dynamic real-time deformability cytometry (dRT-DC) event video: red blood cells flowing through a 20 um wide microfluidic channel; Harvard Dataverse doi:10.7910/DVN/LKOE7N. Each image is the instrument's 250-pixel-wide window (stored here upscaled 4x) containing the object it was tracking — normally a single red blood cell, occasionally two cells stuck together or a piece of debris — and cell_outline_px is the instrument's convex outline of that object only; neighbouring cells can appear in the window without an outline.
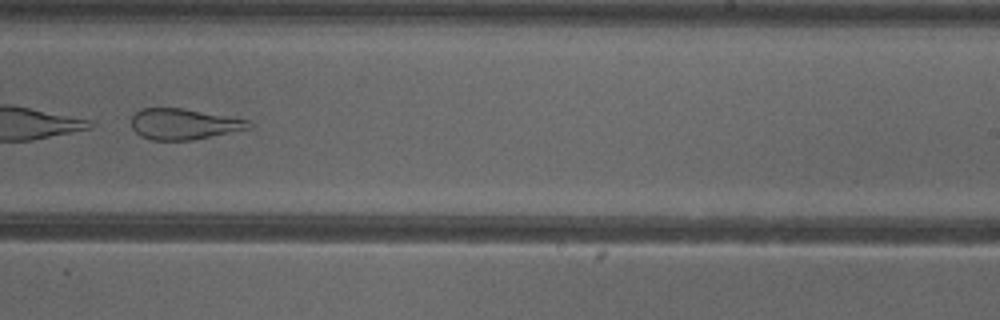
{"species": "common noctule bat (a hibernating species)", "species_latin": "Nyctalus noctula", "temperature_condition": "cold", "stored_images_in_passage": 36, "camera_frame_rate_fps": 3000, "um_per_image_px": 0.085, "animal": {"sex": "female"}, "frame": {"image": 1, "passage_image": 19, "time_ms": 6.0, "image_size_px": [1000, 320], "cell_outline_px": [[252, 124], [248, 128], [192, 140], [152, 140], [140, 136], [132, 128], [132, 116], [140, 108], [180, 108], [228, 116], [248, 120]], "centroid_in_image_um": [15.56, 10.54], "position_along_channel_um": 273.4, "area_um2": 20.81}, "authors_computed_cell_mechanics": {"area_um2": 22.253, "velocity_mm_per_s": 3.8538, "shape_relaxation_time_tau1_ms": null, "shape_relaxation_time_tau2_ms": 2.2228, "deformation_change_tau1": null, "deformation_change_tau2": 0.1243}}